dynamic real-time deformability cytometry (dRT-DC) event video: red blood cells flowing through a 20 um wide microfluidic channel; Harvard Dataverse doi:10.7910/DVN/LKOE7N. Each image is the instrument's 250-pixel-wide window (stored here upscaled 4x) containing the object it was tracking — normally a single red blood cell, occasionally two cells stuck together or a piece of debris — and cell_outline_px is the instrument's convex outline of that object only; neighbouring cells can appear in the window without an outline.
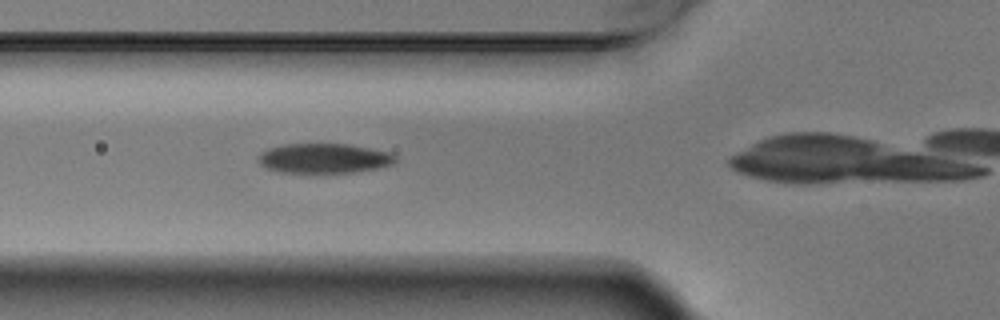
{"species": "Egyptian fruit bat (a non-hibernating species)", "species_latin": "Rousettus aegyptiacus", "temperature_condition": "warm", "stored_images_in_passage": 3, "camera_frame_rate_fps": 3000, "um_per_image_px": 0.085, "animal": {"sex": "male"}, "frame": {"image": 1, "passage_image": 2, "time_ms": 0.333, "image_size_px": [1000, 320], "cell_outline_px": [[396, 160], [392, 164], [376, 168], [352, 172], [280, 172], [264, 168], [256, 160], [268, 148], [284, 144], [348, 144], [392, 152], [396, 156]], "centroid_in_image_um": [27.54, 13.45], "position_along_channel_um": 98.3, "area_um2": 23.64}}